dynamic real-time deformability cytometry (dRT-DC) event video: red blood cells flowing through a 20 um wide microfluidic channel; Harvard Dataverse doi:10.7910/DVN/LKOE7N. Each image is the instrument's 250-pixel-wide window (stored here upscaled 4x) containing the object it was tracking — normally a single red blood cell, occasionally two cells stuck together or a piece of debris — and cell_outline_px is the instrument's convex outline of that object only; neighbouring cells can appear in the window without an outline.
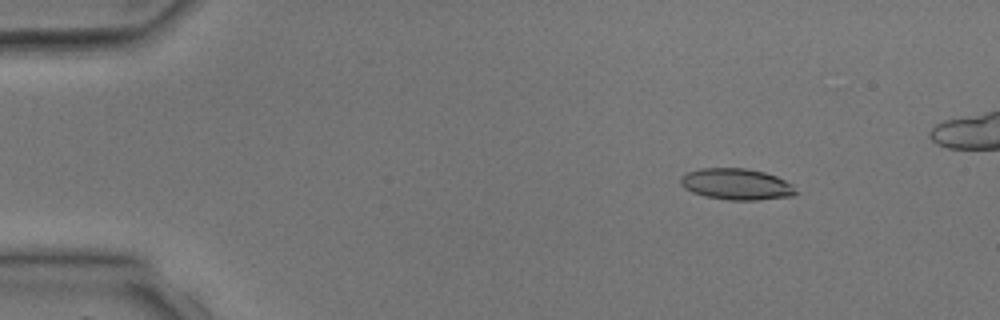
{"species": "common noctule bat (a hibernating species)", "species_latin": "Nyctalus noctula", "temperature_condition": "room temperature", "stored_images_in_passage": 5, "camera_frame_rate_fps": 3000, "um_per_image_px": 0.085, "animal": {"sex": "male", "body_mass_g": 17.9, "forearm_length_mm": 54.2}, "frame": {"image": 1, "passage_image": 2, "time_ms": 1.0, "image_size_px": [1000, 320], "cell_outline_px": [[796, 192], [792, 196], [756, 200], [728, 200], [704, 196], [692, 192], [684, 188], [680, 184], [680, 176], [688, 172], [700, 168], [744, 168], [764, 172], [776, 176], [792, 184]], "centroid_in_image_um": [62.56, 15.65], "position_along_channel_um": 22.4, "area_um2": 20.98}}